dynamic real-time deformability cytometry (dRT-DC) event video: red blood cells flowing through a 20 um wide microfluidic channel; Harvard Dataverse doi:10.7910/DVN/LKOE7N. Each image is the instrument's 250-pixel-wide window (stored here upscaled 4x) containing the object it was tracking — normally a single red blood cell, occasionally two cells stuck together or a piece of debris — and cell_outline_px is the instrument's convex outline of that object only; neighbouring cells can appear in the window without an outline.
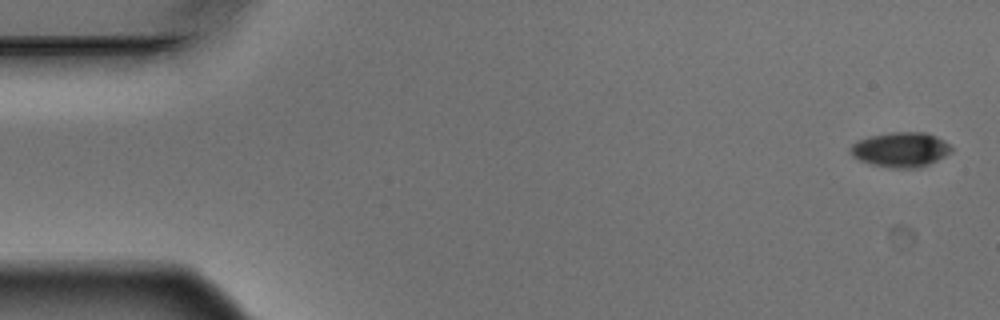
{"species": "Egyptian fruit bat (a non-hibernating species)", "species_latin": "Rousettus aegyptiacus", "temperature_condition": "warm", "stored_images_in_passage": 5, "camera_frame_rate_fps": 3000, "um_per_image_px": 0.085, "animal": {"sex": "male"}, "frame": {"image": 1, "passage_image": 1, "time_ms": 0.0, "image_size_px": [1000, 320], "cell_outline_px": [[952, 152], [920, 168], [892, 168], [872, 164], [860, 160], [852, 156], [848, 148], [856, 140], [868, 136], [892, 132], [924, 132], [936, 136], [944, 140], [952, 148]], "centroid_in_image_um": [76.52, 12.71], "position_along_channel_um": 8.5, "area_um2": 20.58}}
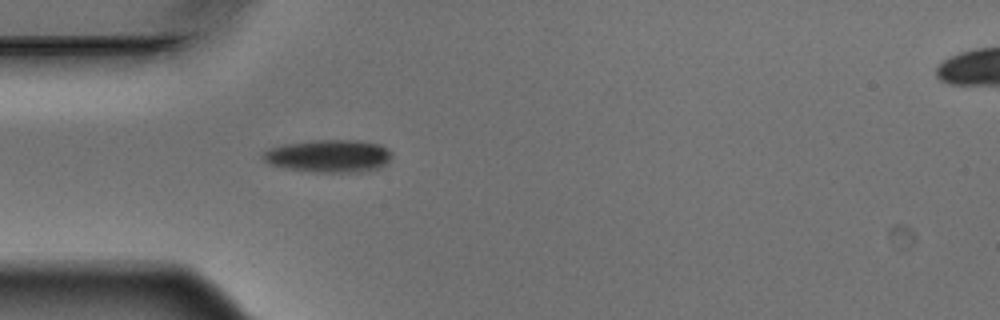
{"frame": {"image": 2, "passage_image": 5, "time_ms": 1.333, "image_size_px": [1000, 320], "cell_outline_px": [[392, 156], [388, 164], [380, 168], [360, 172], [316, 172], [284, 168], [268, 164], [260, 156], [268, 148], [284, 144], [312, 140], [356, 140], [380, 144], [392, 152]], "centroid_in_image_um": [27.95, 13.26], "position_along_channel_um": 57.0, "area_um2": 24.85}}